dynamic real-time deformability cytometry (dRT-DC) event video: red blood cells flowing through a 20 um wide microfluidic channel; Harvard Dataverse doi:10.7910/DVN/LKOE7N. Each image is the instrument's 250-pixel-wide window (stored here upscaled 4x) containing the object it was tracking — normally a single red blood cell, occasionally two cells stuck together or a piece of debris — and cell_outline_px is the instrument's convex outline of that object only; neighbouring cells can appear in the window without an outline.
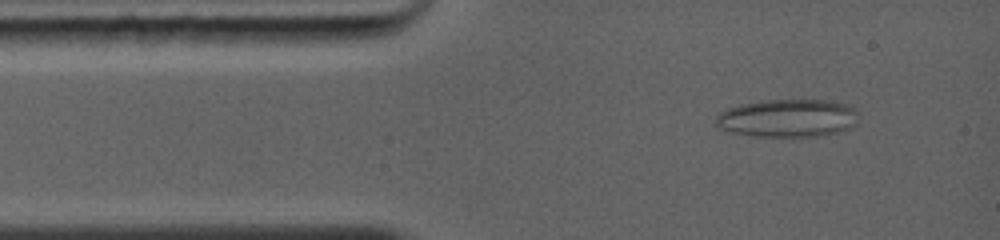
{"species": "common noctule bat (a hibernating species)", "species_latin": "Nyctalus noctula", "temperature_condition": "warm", "stored_images_in_passage": 51, "camera_frame_rate_fps": 5000, "um_per_image_px": 0.085, "animal": {"sex": "female", "body_mass_g": 19.0, "forearm_length_mm": 56.7}, "frame": {"image": 1, "passage_image": 4, "time_ms": 0.8, "image_size_px": [1000, 240], "cell_outline_px": [[860, 112], [856, 124], [848, 128], [824, 136], [752, 136], [724, 132], [716, 124], [716, 116], [720, 112], [728, 108], [740, 104], [764, 100], [824, 100], [848, 104]], "centroid_in_image_um": [66.95, 10.04], "position_along_channel_um": 18.1, "area_um2": 31.91}}
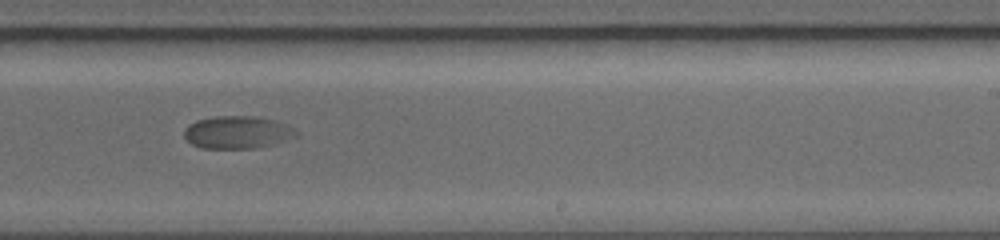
{"frame": {"image": 2, "passage_image": 32, "time_ms": 7.6, "image_size_px": [1000, 240], "cell_outline_px": [[300, 132], [296, 136], [276, 144], [256, 148], [200, 148], [192, 144], [184, 136], [184, 128], [188, 124], [196, 120], [212, 116], [256, 116], [272, 120], [284, 124]], "centroid_in_image_um": [20.15, 11.24], "position_along_channel_um": 268.8, "area_um2": 21.39}}
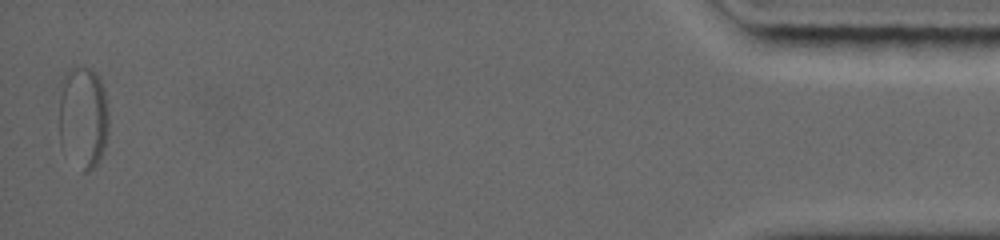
{"frame": {"image": 3, "passage_image": 50, "time_ms": 14.4, "image_size_px": [1000, 240], "cell_outline_px": [[108, 136], [104, 148], [96, 164], [88, 172], [84, 172], [60, 148], [60, 96], [64, 72], [68, 68], [76, 64], [84, 64], [92, 68], [96, 72], [100, 80], [104, 92], [108, 116]], "centroid_in_image_um": [7.05, 9.9], "position_along_channel_um": 428.1, "area_um2": 30.06}}